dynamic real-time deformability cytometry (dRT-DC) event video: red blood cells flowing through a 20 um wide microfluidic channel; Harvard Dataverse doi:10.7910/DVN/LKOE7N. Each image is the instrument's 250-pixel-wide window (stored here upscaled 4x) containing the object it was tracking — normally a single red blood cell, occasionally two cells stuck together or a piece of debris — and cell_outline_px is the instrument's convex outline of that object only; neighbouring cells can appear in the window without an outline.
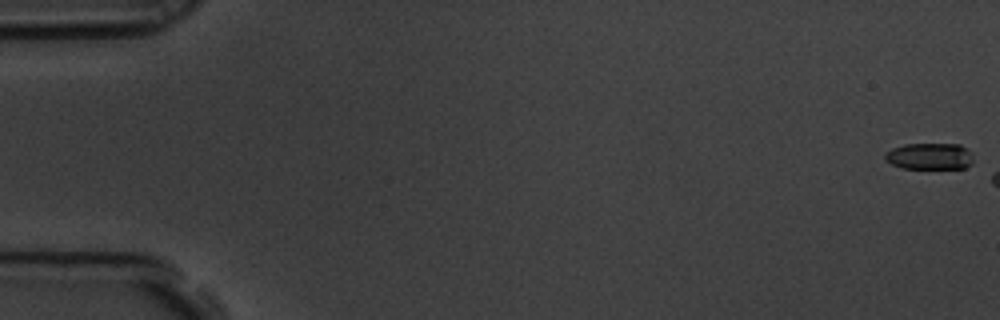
{"species": "common noctule bat (a hibernating species)", "species_latin": "Nyctalus noctula", "temperature_condition": "room temperature", "stored_images_in_passage": 7, "camera_frame_rate_fps": 3000, "um_per_image_px": 0.085, "animal": {"sex": "male", "body_mass_g": 19.5, "forearm_length_mm": 54.6}, "frame": {"image": 1, "passage_image": 1, "time_ms": 0.0, "image_size_px": [1000, 320], "cell_outline_px": [[972, 164], [964, 168], [904, 168], [892, 164], [884, 160], [884, 152], [892, 148], [904, 144], [960, 144], [968, 148], [972, 152]], "centroid_in_image_um": [79.02, 13.27], "position_along_channel_um": 6.0, "area_um2": 13.81}}